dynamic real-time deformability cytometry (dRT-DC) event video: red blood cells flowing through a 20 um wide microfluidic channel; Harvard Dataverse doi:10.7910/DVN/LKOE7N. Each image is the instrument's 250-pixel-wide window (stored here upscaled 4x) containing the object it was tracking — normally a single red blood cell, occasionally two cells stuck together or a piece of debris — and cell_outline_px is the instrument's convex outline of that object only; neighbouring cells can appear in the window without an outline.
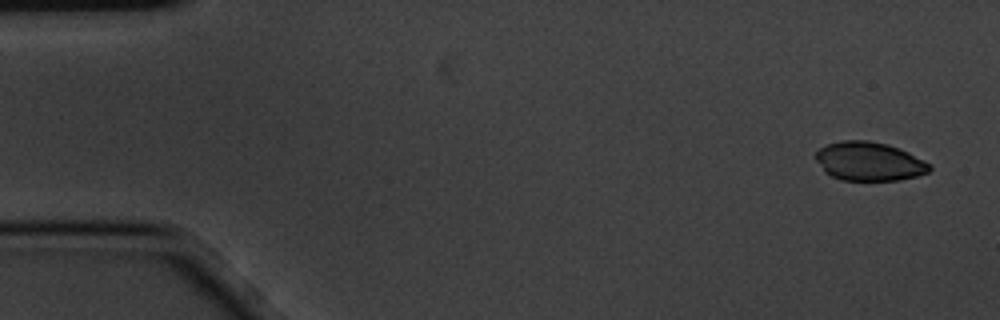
{"species": "common noctule bat (a hibernating species)", "species_latin": "Nyctalus noctula", "temperature_condition": "cold", "stored_images_in_passage": 3, "camera_frame_rate_fps": 3000, "um_per_image_px": 0.085, "animal": {"sex": "male", "body_mass_g": 20.1, "forearm_length_mm": 53.5}, "frame": {"image": 1, "passage_image": 1, "time_ms": 0.0, "image_size_px": [1000, 320], "cell_outline_px": [[932, 168], [928, 172], [916, 176], [900, 180], [840, 180], [824, 172], [816, 160], [816, 152], [820, 148], [828, 144], [840, 140], [868, 140], [888, 144], [908, 152], [932, 164]], "centroid_in_image_um": [73.88, 13.71], "position_along_channel_um": 11.1, "area_um2": 25.84}}